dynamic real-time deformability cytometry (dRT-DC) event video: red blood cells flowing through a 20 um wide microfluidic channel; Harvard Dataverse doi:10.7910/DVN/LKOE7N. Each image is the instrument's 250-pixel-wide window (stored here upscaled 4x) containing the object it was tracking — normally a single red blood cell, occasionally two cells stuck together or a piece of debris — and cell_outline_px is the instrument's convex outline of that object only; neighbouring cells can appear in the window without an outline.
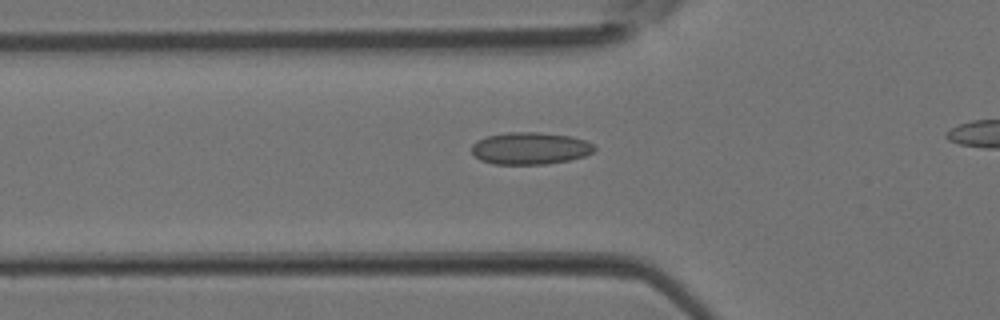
{"species": "Egyptian fruit bat (a non-hibernating species)", "species_latin": "Rousettus aegyptiacus", "temperature_condition": "room temperature", "stored_images_in_passage": 3, "camera_frame_rate_fps": 3000, "um_per_image_px": 0.085, "animal": {"sex": "female"}, "frame": {"image": 1, "passage_image": 2, "time_ms": 0.333, "image_size_px": [1000, 320], "cell_outline_px": [[596, 148], [592, 152], [584, 156], [568, 160], [548, 164], [492, 164], [480, 160], [472, 152], [472, 144], [476, 140], [488, 136], [508, 132], [536, 132], [572, 136], [584, 140], [592, 144]], "centroid_in_image_um": [45.04, 12.61], "position_along_channel_um": 80.8, "area_um2": 22.95}}